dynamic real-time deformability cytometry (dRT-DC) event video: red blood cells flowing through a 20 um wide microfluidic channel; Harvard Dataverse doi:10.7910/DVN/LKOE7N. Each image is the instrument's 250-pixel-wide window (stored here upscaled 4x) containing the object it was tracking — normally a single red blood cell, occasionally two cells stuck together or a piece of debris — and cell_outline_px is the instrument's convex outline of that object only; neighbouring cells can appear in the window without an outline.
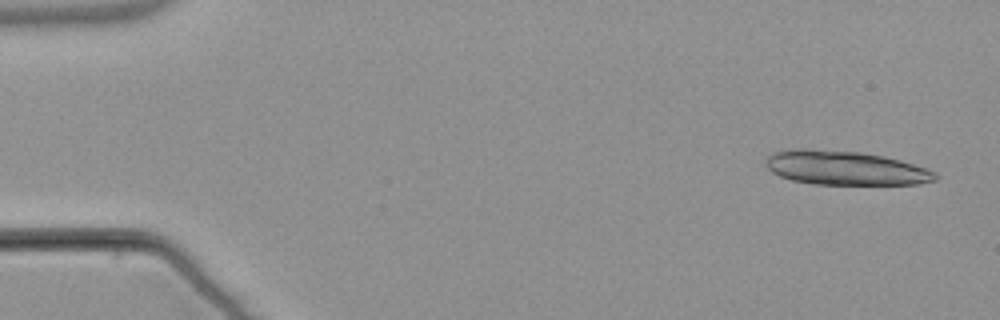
{"species": "common noctule bat (a hibernating species)", "species_latin": "Nyctalus noctula", "temperature_condition": "warm", "stored_images_in_passage": 19, "camera_frame_rate_fps": 3000, "um_per_image_px": 0.085, "animal": {"sex": "male", "body_mass_g": 21.5, "forearm_length_mm": 52.0}, "frame": {"image": 1, "passage_image": 1, "time_ms": 0.0, "image_size_px": [1000, 320], "cell_outline_px": [[940, 176], [936, 180], [920, 184], [812, 184], [792, 180], [780, 176], [772, 172], [764, 164], [764, 156], [772, 152], [792, 148], [804, 148], [864, 152], [884, 156], [900, 160], [936, 172]], "centroid_in_image_um": [71.79, 14.26], "position_along_channel_um": 13.2, "area_um2": 34.1}}
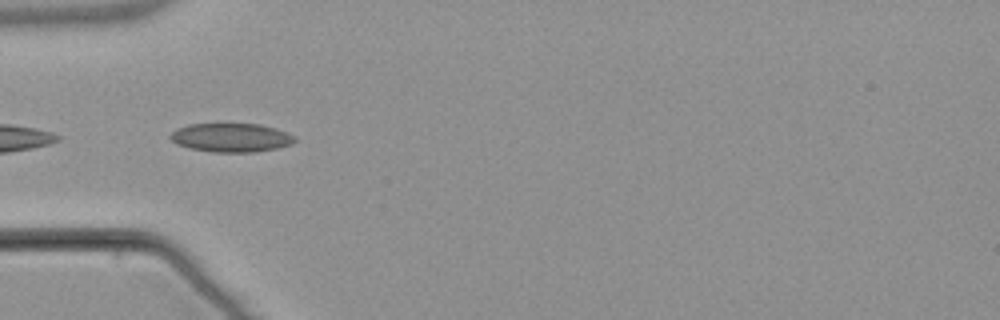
{"frame": {"image": 2, "passage_image": 16, "time_ms": 5.0, "image_size_px": [1000, 320], "cell_outline_px": [[296, 140], [292, 144], [276, 148], [256, 152], [212, 152], [188, 148], [176, 144], [168, 136], [176, 128], [188, 124], [260, 124], [276, 128], [296, 136]], "centroid_in_image_um": [19.64, 11.7], "position_along_channel_um": 65.4, "area_um2": 21.04}}